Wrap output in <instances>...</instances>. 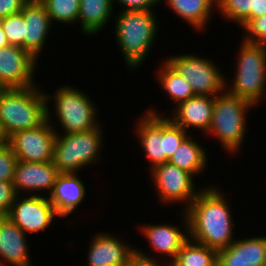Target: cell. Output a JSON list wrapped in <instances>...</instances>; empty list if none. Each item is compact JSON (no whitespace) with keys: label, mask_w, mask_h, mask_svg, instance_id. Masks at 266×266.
Wrapping results in <instances>:
<instances>
[{"label":"cell","mask_w":266,"mask_h":266,"mask_svg":"<svg viewBox=\"0 0 266 266\" xmlns=\"http://www.w3.org/2000/svg\"><path fill=\"white\" fill-rule=\"evenodd\" d=\"M9 46V42L0 24V48Z\"/></svg>","instance_id":"obj_36"},{"label":"cell","mask_w":266,"mask_h":266,"mask_svg":"<svg viewBox=\"0 0 266 266\" xmlns=\"http://www.w3.org/2000/svg\"><path fill=\"white\" fill-rule=\"evenodd\" d=\"M56 131L46 119L38 127L15 132L6 141L17 160L23 162L53 161Z\"/></svg>","instance_id":"obj_13"},{"label":"cell","mask_w":266,"mask_h":266,"mask_svg":"<svg viewBox=\"0 0 266 266\" xmlns=\"http://www.w3.org/2000/svg\"><path fill=\"white\" fill-rule=\"evenodd\" d=\"M17 158L7 141L0 144V181L11 182L14 178Z\"/></svg>","instance_id":"obj_31"},{"label":"cell","mask_w":266,"mask_h":266,"mask_svg":"<svg viewBox=\"0 0 266 266\" xmlns=\"http://www.w3.org/2000/svg\"><path fill=\"white\" fill-rule=\"evenodd\" d=\"M40 1L44 4L54 26L57 23L61 26L67 25L71 28V26L78 24L79 0Z\"/></svg>","instance_id":"obj_28"},{"label":"cell","mask_w":266,"mask_h":266,"mask_svg":"<svg viewBox=\"0 0 266 266\" xmlns=\"http://www.w3.org/2000/svg\"><path fill=\"white\" fill-rule=\"evenodd\" d=\"M3 19H4V16H3L2 13L0 12V24L2 23Z\"/></svg>","instance_id":"obj_38"},{"label":"cell","mask_w":266,"mask_h":266,"mask_svg":"<svg viewBox=\"0 0 266 266\" xmlns=\"http://www.w3.org/2000/svg\"><path fill=\"white\" fill-rule=\"evenodd\" d=\"M218 16L243 28L251 19L266 14V0H216Z\"/></svg>","instance_id":"obj_25"},{"label":"cell","mask_w":266,"mask_h":266,"mask_svg":"<svg viewBox=\"0 0 266 266\" xmlns=\"http://www.w3.org/2000/svg\"><path fill=\"white\" fill-rule=\"evenodd\" d=\"M241 42L233 65L235 73L231 82L226 75L225 90L258 107L266 101V47Z\"/></svg>","instance_id":"obj_8"},{"label":"cell","mask_w":266,"mask_h":266,"mask_svg":"<svg viewBox=\"0 0 266 266\" xmlns=\"http://www.w3.org/2000/svg\"><path fill=\"white\" fill-rule=\"evenodd\" d=\"M179 217H181L178 220L179 223L182 222L179 226L171 222L164 223V221L163 223L159 222L160 224H154V222L141 224L138 232H141L140 235L145 238L153 253L144 252L140 247H135L136 259L171 263L181 247L189 240L188 221L185 212L180 211Z\"/></svg>","instance_id":"obj_9"},{"label":"cell","mask_w":266,"mask_h":266,"mask_svg":"<svg viewBox=\"0 0 266 266\" xmlns=\"http://www.w3.org/2000/svg\"><path fill=\"white\" fill-rule=\"evenodd\" d=\"M171 263L174 266H217L218 250L189 239Z\"/></svg>","instance_id":"obj_27"},{"label":"cell","mask_w":266,"mask_h":266,"mask_svg":"<svg viewBox=\"0 0 266 266\" xmlns=\"http://www.w3.org/2000/svg\"><path fill=\"white\" fill-rule=\"evenodd\" d=\"M159 69V70H158ZM155 70V79L159 84L165 97L170 103H173V108L180 102L186 101L195 96L191 85L180 75L165 59L161 66ZM175 105V106H174Z\"/></svg>","instance_id":"obj_26"},{"label":"cell","mask_w":266,"mask_h":266,"mask_svg":"<svg viewBox=\"0 0 266 266\" xmlns=\"http://www.w3.org/2000/svg\"><path fill=\"white\" fill-rule=\"evenodd\" d=\"M112 3L114 10L118 4L122 7L120 11H155L161 0H112Z\"/></svg>","instance_id":"obj_32"},{"label":"cell","mask_w":266,"mask_h":266,"mask_svg":"<svg viewBox=\"0 0 266 266\" xmlns=\"http://www.w3.org/2000/svg\"><path fill=\"white\" fill-rule=\"evenodd\" d=\"M111 233H93L88 244L86 266H134L136 246Z\"/></svg>","instance_id":"obj_15"},{"label":"cell","mask_w":266,"mask_h":266,"mask_svg":"<svg viewBox=\"0 0 266 266\" xmlns=\"http://www.w3.org/2000/svg\"><path fill=\"white\" fill-rule=\"evenodd\" d=\"M80 173H60L54 183L52 192L47 196L56 214L62 218H69L86 200L87 187Z\"/></svg>","instance_id":"obj_18"},{"label":"cell","mask_w":266,"mask_h":266,"mask_svg":"<svg viewBox=\"0 0 266 266\" xmlns=\"http://www.w3.org/2000/svg\"><path fill=\"white\" fill-rule=\"evenodd\" d=\"M212 184L206 185L184 212L188 221L189 239L220 250L236 240V228L228 196L221 184V188Z\"/></svg>","instance_id":"obj_1"},{"label":"cell","mask_w":266,"mask_h":266,"mask_svg":"<svg viewBox=\"0 0 266 266\" xmlns=\"http://www.w3.org/2000/svg\"><path fill=\"white\" fill-rule=\"evenodd\" d=\"M165 60L188 81L195 95L216 96L225 91L226 76L211 58L182 52Z\"/></svg>","instance_id":"obj_11"},{"label":"cell","mask_w":266,"mask_h":266,"mask_svg":"<svg viewBox=\"0 0 266 266\" xmlns=\"http://www.w3.org/2000/svg\"><path fill=\"white\" fill-rule=\"evenodd\" d=\"M21 12L25 20L24 50L39 61L54 25L40 0H28Z\"/></svg>","instance_id":"obj_17"},{"label":"cell","mask_w":266,"mask_h":266,"mask_svg":"<svg viewBox=\"0 0 266 266\" xmlns=\"http://www.w3.org/2000/svg\"><path fill=\"white\" fill-rule=\"evenodd\" d=\"M39 61L18 46L0 48V88H27L38 85Z\"/></svg>","instance_id":"obj_14"},{"label":"cell","mask_w":266,"mask_h":266,"mask_svg":"<svg viewBox=\"0 0 266 266\" xmlns=\"http://www.w3.org/2000/svg\"><path fill=\"white\" fill-rule=\"evenodd\" d=\"M156 11L115 12V41L125 66L133 72L143 67L161 33Z\"/></svg>","instance_id":"obj_2"},{"label":"cell","mask_w":266,"mask_h":266,"mask_svg":"<svg viewBox=\"0 0 266 266\" xmlns=\"http://www.w3.org/2000/svg\"><path fill=\"white\" fill-rule=\"evenodd\" d=\"M157 107L150 108L135 119L133 135L135 134L140 149L144 153L149 171L157 165L168 162L181 142L189 135L181 126L176 125L165 113Z\"/></svg>","instance_id":"obj_4"},{"label":"cell","mask_w":266,"mask_h":266,"mask_svg":"<svg viewBox=\"0 0 266 266\" xmlns=\"http://www.w3.org/2000/svg\"><path fill=\"white\" fill-rule=\"evenodd\" d=\"M17 193L13 181H0V217L8 216L12 203L15 201Z\"/></svg>","instance_id":"obj_33"},{"label":"cell","mask_w":266,"mask_h":266,"mask_svg":"<svg viewBox=\"0 0 266 266\" xmlns=\"http://www.w3.org/2000/svg\"><path fill=\"white\" fill-rule=\"evenodd\" d=\"M1 26L9 45L24 49L25 20L22 12L5 16Z\"/></svg>","instance_id":"obj_29"},{"label":"cell","mask_w":266,"mask_h":266,"mask_svg":"<svg viewBox=\"0 0 266 266\" xmlns=\"http://www.w3.org/2000/svg\"><path fill=\"white\" fill-rule=\"evenodd\" d=\"M5 141H6V140H5V138H4V136L2 135L1 130H0V144L3 143V142H5Z\"/></svg>","instance_id":"obj_37"},{"label":"cell","mask_w":266,"mask_h":266,"mask_svg":"<svg viewBox=\"0 0 266 266\" xmlns=\"http://www.w3.org/2000/svg\"><path fill=\"white\" fill-rule=\"evenodd\" d=\"M79 89L70 84H62L51 94L45 91L47 119L56 133H79L95 129L102 123L97 103L85 90L83 92Z\"/></svg>","instance_id":"obj_3"},{"label":"cell","mask_w":266,"mask_h":266,"mask_svg":"<svg viewBox=\"0 0 266 266\" xmlns=\"http://www.w3.org/2000/svg\"><path fill=\"white\" fill-rule=\"evenodd\" d=\"M59 171L53 162H23L18 160L13 184L17 195L47 196L52 192ZM45 192V194H44Z\"/></svg>","instance_id":"obj_16"},{"label":"cell","mask_w":266,"mask_h":266,"mask_svg":"<svg viewBox=\"0 0 266 266\" xmlns=\"http://www.w3.org/2000/svg\"><path fill=\"white\" fill-rule=\"evenodd\" d=\"M134 266H174L170 262H151L140 259H135Z\"/></svg>","instance_id":"obj_35"},{"label":"cell","mask_w":266,"mask_h":266,"mask_svg":"<svg viewBox=\"0 0 266 266\" xmlns=\"http://www.w3.org/2000/svg\"><path fill=\"white\" fill-rule=\"evenodd\" d=\"M193 136V137H192ZM194 138V133L189 134L179 145L171 158L168 160L173 165L178 166L196 178L205 174L210 163L206 148ZM204 173V174H202Z\"/></svg>","instance_id":"obj_24"},{"label":"cell","mask_w":266,"mask_h":266,"mask_svg":"<svg viewBox=\"0 0 266 266\" xmlns=\"http://www.w3.org/2000/svg\"><path fill=\"white\" fill-rule=\"evenodd\" d=\"M7 217L27 235L46 232L60 219L48 197L41 195H17Z\"/></svg>","instance_id":"obj_12"},{"label":"cell","mask_w":266,"mask_h":266,"mask_svg":"<svg viewBox=\"0 0 266 266\" xmlns=\"http://www.w3.org/2000/svg\"><path fill=\"white\" fill-rule=\"evenodd\" d=\"M27 1L28 0H0V12L4 17L19 13Z\"/></svg>","instance_id":"obj_34"},{"label":"cell","mask_w":266,"mask_h":266,"mask_svg":"<svg viewBox=\"0 0 266 266\" xmlns=\"http://www.w3.org/2000/svg\"><path fill=\"white\" fill-rule=\"evenodd\" d=\"M252 108L257 107L226 90L214 98L212 119L206 136L216 138L220 149L229 157L239 155L244 146L248 132L246 119H249Z\"/></svg>","instance_id":"obj_5"},{"label":"cell","mask_w":266,"mask_h":266,"mask_svg":"<svg viewBox=\"0 0 266 266\" xmlns=\"http://www.w3.org/2000/svg\"><path fill=\"white\" fill-rule=\"evenodd\" d=\"M149 175L153 190L156 191L153 195L157 196L159 205L170 207L172 204H180L181 211H184L205 187H196L197 178L193 174L170 162L157 165L149 171Z\"/></svg>","instance_id":"obj_10"},{"label":"cell","mask_w":266,"mask_h":266,"mask_svg":"<svg viewBox=\"0 0 266 266\" xmlns=\"http://www.w3.org/2000/svg\"><path fill=\"white\" fill-rule=\"evenodd\" d=\"M215 96L195 95L180 102L168 116L176 125L181 126L188 134L191 130L207 134L213 114ZM191 129V130H190ZM197 130V131H196Z\"/></svg>","instance_id":"obj_20"},{"label":"cell","mask_w":266,"mask_h":266,"mask_svg":"<svg viewBox=\"0 0 266 266\" xmlns=\"http://www.w3.org/2000/svg\"><path fill=\"white\" fill-rule=\"evenodd\" d=\"M217 266H266V233L236 237L230 246L218 250Z\"/></svg>","instance_id":"obj_21"},{"label":"cell","mask_w":266,"mask_h":266,"mask_svg":"<svg viewBox=\"0 0 266 266\" xmlns=\"http://www.w3.org/2000/svg\"><path fill=\"white\" fill-rule=\"evenodd\" d=\"M242 30V41L266 47V14L251 19Z\"/></svg>","instance_id":"obj_30"},{"label":"cell","mask_w":266,"mask_h":266,"mask_svg":"<svg viewBox=\"0 0 266 266\" xmlns=\"http://www.w3.org/2000/svg\"><path fill=\"white\" fill-rule=\"evenodd\" d=\"M115 13L112 0H79L78 29L85 36L98 35L104 31Z\"/></svg>","instance_id":"obj_23"},{"label":"cell","mask_w":266,"mask_h":266,"mask_svg":"<svg viewBox=\"0 0 266 266\" xmlns=\"http://www.w3.org/2000/svg\"><path fill=\"white\" fill-rule=\"evenodd\" d=\"M161 3L199 34L207 30L217 12L216 0H161Z\"/></svg>","instance_id":"obj_22"},{"label":"cell","mask_w":266,"mask_h":266,"mask_svg":"<svg viewBox=\"0 0 266 266\" xmlns=\"http://www.w3.org/2000/svg\"><path fill=\"white\" fill-rule=\"evenodd\" d=\"M45 90L35 85L0 90V130L5 140L17 131L38 127L47 119Z\"/></svg>","instance_id":"obj_6"},{"label":"cell","mask_w":266,"mask_h":266,"mask_svg":"<svg viewBox=\"0 0 266 266\" xmlns=\"http://www.w3.org/2000/svg\"><path fill=\"white\" fill-rule=\"evenodd\" d=\"M103 128L102 122L97 128L88 131L56 134L52 162L59 173L81 174L92 164L98 165L103 161L101 153L106 146Z\"/></svg>","instance_id":"obj_7"},{"label":"cell","mask_w":266,"mask_h":266,"mask_svg":"<svg viewBox=\"0 0 266 266\" xmlns=\"http://www.w3.org/2000/svg\"><path fill=\"white\" fill-rule=\"evenodd\" d=\"M28 236L9 217H0V266H34Z\"/></svg>","instance_id":"obj_19"}]
</instances>
